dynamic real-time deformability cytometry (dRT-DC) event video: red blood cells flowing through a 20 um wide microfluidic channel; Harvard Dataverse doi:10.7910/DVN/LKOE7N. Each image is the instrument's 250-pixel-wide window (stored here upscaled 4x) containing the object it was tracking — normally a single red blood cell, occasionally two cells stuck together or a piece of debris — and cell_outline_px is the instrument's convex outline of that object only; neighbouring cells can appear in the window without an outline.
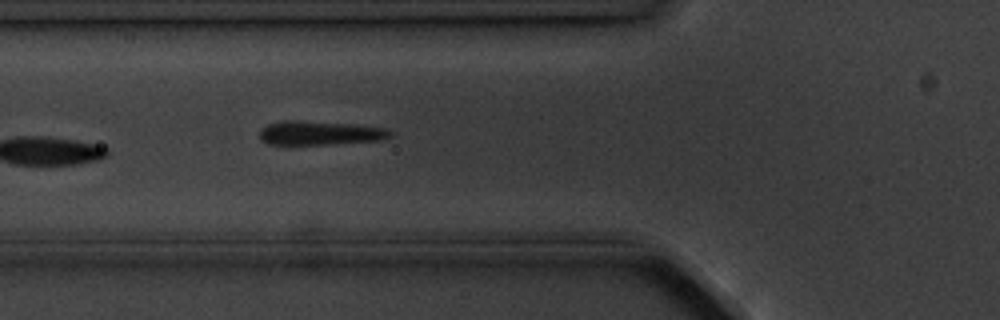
{"species": "common noctule bat (a hibernating species)", "species_latin": "Nyctalus noctula", "temperature_condition": "cold", "stored_images_in_passage": 7, "camera_frame_rate_fps": 3000, "um_per_image_px": 0.085, "animal": {"sex": "male", "body_mass_g": 20.1, "forearm_length_mm": 53.5}, "frame": {"image": 1, "passage_image": 7, "time_ms": 7.0, "image_size_px": [1000, 320], "cell_outline_px": [[392, 136], [380, 140], [328, 144], [268, 144], [260, 140], [260, 128], [268, 124], [280, 120], [296, 120], [352, 124], [388, 128], [392, 132]], "centroid_in_image_um": [27.17, 11.29], "position_along_channel_um": 98.6, "area_um2": 18.32}}